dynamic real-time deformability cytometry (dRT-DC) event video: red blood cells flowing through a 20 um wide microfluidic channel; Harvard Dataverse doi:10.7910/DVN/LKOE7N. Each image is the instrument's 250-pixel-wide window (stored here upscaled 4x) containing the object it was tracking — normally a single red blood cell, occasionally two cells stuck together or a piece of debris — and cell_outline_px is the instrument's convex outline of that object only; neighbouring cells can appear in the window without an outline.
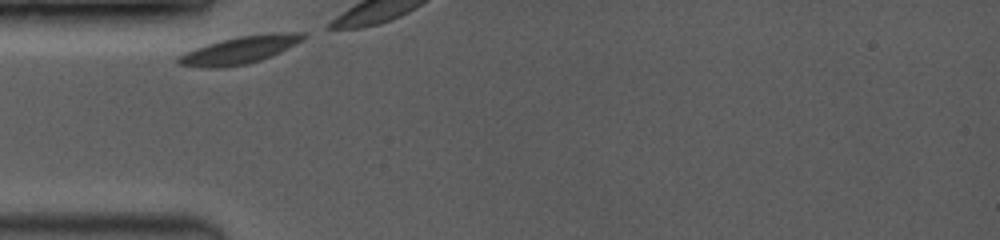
{"species": "common noctule bat (a hibernating species)", "species_latin": "Nyctalus noctula", "temperature_condition": "room temperature", "stored_images_in_passage": 6, "camera_frame_rate_fps": 3500, "um_per_image_px": 0.085, "animal": {"sex": "female", "body_mass_g": 19.0, "forearm_length_mm": 53.3}, "frame": {"image": 1, "passage_image": 1, "time_ms": 0.0, "image_size_px": [1000, 240], "cell_outline_px": [[308, 36], [280, 52], [272, 56], [260, 60], [244, 64], [224, 68], [200, 68], [176, 64], [176, 56], [196, 48], [208, 44], [236, 36], [268, 32], [304, 32]], "centroid_in_image_um": [20.35, 4.25], "position_along_channel_um": 64.6, "area_um2": 20.23}}